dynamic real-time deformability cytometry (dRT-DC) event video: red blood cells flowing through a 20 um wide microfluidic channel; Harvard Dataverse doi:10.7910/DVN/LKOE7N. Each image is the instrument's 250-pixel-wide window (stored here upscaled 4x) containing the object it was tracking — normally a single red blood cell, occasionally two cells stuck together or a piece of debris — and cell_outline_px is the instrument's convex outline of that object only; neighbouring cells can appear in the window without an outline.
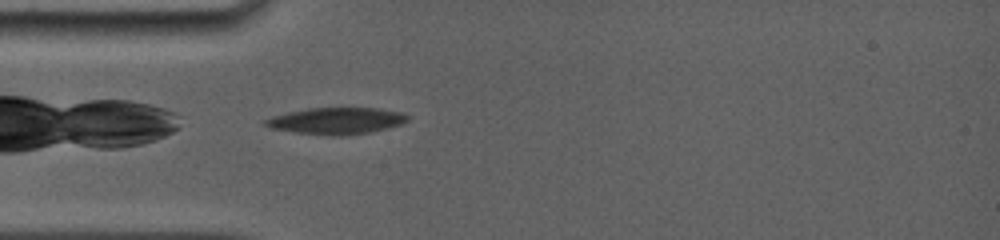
{"species": "common noctule bat (a hibernating species)", "species_latin": "Nyctalus noctula", "temperature_condition": "room temperature", "stored_images_in_passage": 39, "camera_frame_rate_fps": 5000, "um_per_image_px": 0.085, "animal": {"sex": "female", "body_mass_g": 19.0, "forearm_length_mm": 56.7}, "frame": {"image": 1, "passage_image": 1, "time_ms": 0.0, "image_size_px": [1000, 240], "cell_outline_px": [[408, 120], [400, 124], [388, 128], [372, 132], [336, 136], [332, 136], [296, 132], [272, 128], [260, 124], [264, 120], [272, 116], [288, 112], [308, 108], [376, 108], [404, 112], [408, 116]], "centroid_in_image_um": [28.59, 10.27], "position_along_channel_um": 56.4, "area_um2": 22.08}}
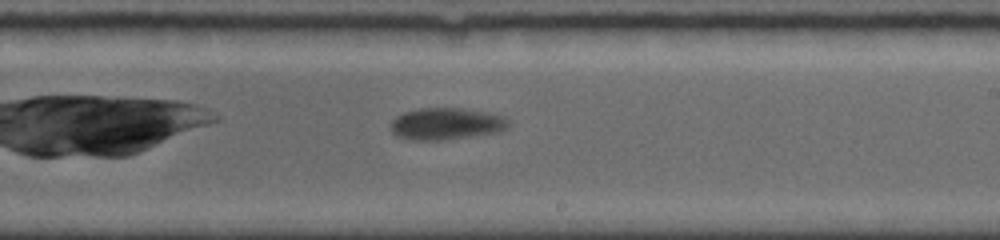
{"frame": {"image": 2, "passage_image": 21, "time_ms": 5.2, "image_size_px": [1000, 240], "cell_outline_px": [[512, 124], [508, 128], [500, 132], [444, 140], [408, 140], [396, 136], [392, 132], [388, 124], [396, 116], [404, 112], [420, 108], [460, 108], [488, 112], [504, 116]], "centroid_in_image_um": [37.93, 10.53], "position_along_channel_um": 251.1, "area_um2": 22.31}}
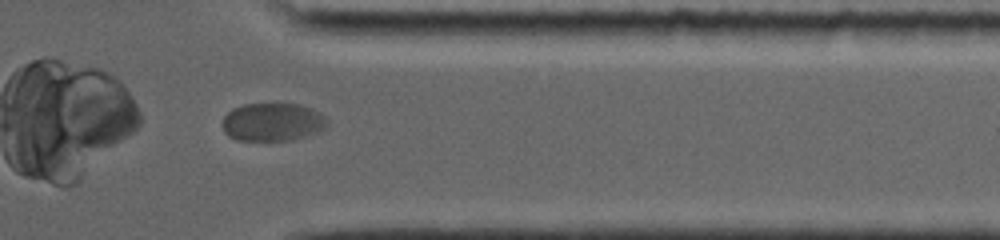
{"frame": {"image": 3, "passage_image": 35, "time_ms": 8.8, "image_size_px": [1000, 240], "cell_outline_px": [[328, 124], [324, 128], [316, 132], [296, 140], [236, 140], [228, 136], [224, 132], [224, 116], [232, 108], [244, 104], [300, 104], [312, 108], [320, 112], [328, 120]], "centroid_in_image_um": [23.19, 10.37], "position_along_channel_um": 388.2, "area_um2": 23.35}, "authors_computed_cell_mechanics": {"area_um2": 23.0044, "velocity_mm_per_s": 3.794, "shape_relaxation_time_tau1_ms": 10.8073, "shape_relaxation_time_tau2_ms": null, "deformation_change_tau1": 0.2096, "deformation_change_tau2": null}}